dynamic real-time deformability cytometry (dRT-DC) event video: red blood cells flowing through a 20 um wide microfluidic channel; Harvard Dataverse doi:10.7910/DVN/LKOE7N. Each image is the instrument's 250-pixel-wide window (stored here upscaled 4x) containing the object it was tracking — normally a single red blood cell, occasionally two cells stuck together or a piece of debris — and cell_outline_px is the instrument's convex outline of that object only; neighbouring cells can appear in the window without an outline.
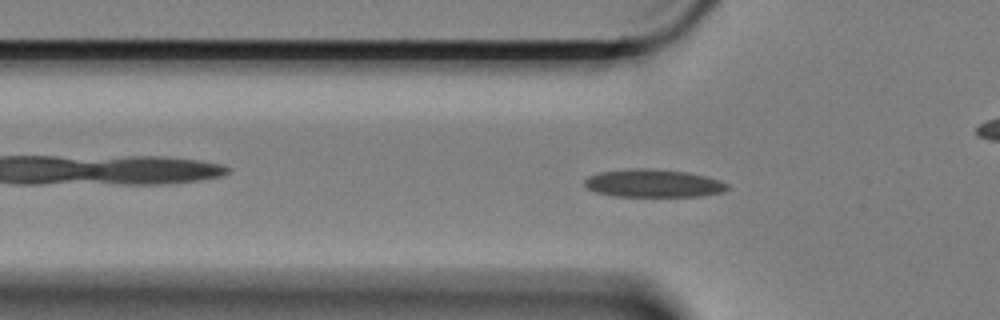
{"species": "Egyptian fruit bat (a non-hibernating species)", "species_latin": "Rousettus aegyptiacus", "temperature_condition": "cold", "stored_images_in_passage": 58, "camera_frame_rate_fps": 3000, "um_per_image_px": 0.085, "animal": {"sex": "female"}, "frame": {"image": 1, "passage_image": 16, "time_ms": 5.0, "image_size_px": [1000, 320], "cell_outline_px": [[728, 188], [720, 192], [700, 196], [616, 196], [596, 192], [588, 188], [584, 184], [584, 180], [588, 176], [600, 172], [632, 168], [652, 168], [688, 172], [720, 180], [728, 184]], "centroid_in_image_um": [55.51, 15.57], "position_along_channel_um": 70.3, "area_um2": 23.12}}
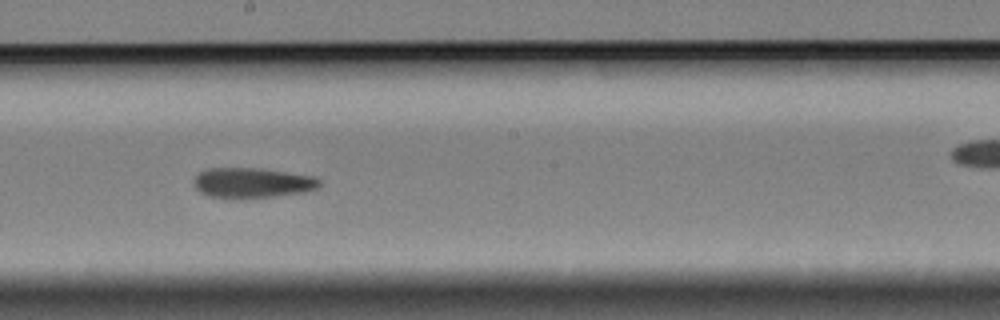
{"frame": {"image": 2, "passage_image": 30, "time_ms": 9.667, "image_size_px": [1000, 320], "cell_outline_px": [[320, 184], [316, 188], [304, 192], [276, 196], [236, 200], [208, 196], [200, 192], [196, 188], [196, 176], [200, 172], [208, 168], [260, 168], [312, 176], [320, 180]], "centroid_in_image_um": [21.42, 15.56], "position_along_channel_um": 226.8, "area_um2": 22.2}}
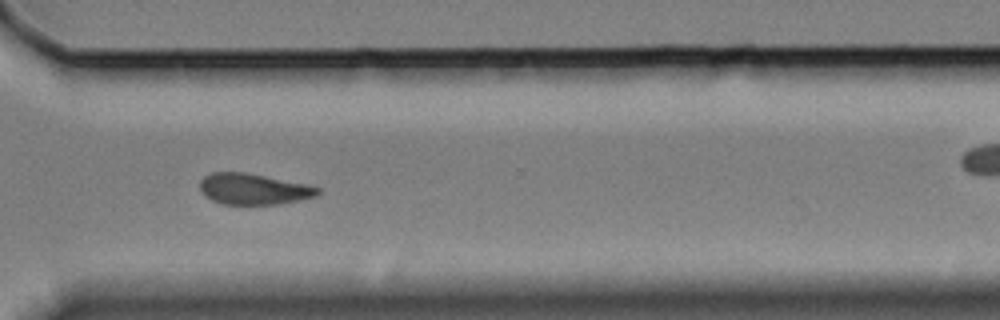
{"frame": {"image": 3, "passage_image": 41, "time_ms": 13.333, "image_size_px": [1000, 320], "cell_outline_px": [[320, 192], [316, 196], [300, 200], [280, 204], [224, 204], [212, 200], [204, 196], [200, 188], [200, 180], [204, 176], [212, 172], [244, 172], [304, 184], [320, 188]], "centroid_in_image_um": [21.51, 16.07], "position_along_channel_um": 349.1, "area_um2": 21.1}, "authors_computed_cell_mechanics": {"area_um2": 21.8773, "velocity_mm_per_s": 3.3337, "shape_relaxation_time_tau1_ms": null, "shape_relaxation_time_tau2_ms": 3.6046, "deformation_change_tau1": null, "deformation_change_tau2": 0.0765}}